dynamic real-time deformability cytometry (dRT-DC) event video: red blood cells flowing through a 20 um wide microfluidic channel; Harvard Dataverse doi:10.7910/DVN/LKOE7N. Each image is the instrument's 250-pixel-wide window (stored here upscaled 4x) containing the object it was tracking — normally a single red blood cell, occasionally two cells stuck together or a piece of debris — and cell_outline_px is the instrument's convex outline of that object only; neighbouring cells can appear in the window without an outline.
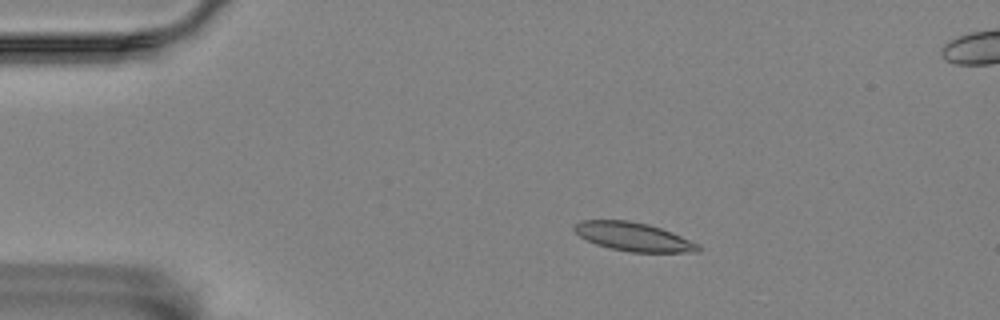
{"species": "Egyptian fruit bat (a non-hibernating species)", "species_latin": "Rousettus aegyptiacus", "temperature_condition": "room temperature", "stored_images_in_passage": 4, "camera_frame_rate_fps": 3000, "um_per_image_px": 0.085, "animal": {"sex": "female"}, "frame": {"image": 1, "passage_image": 1, "time_ms": 0.0, "image_size_px": [1000, 320], "cell_outline_px": [[700, 252], [628, 252], [608, 248], [596, 244], [580, 236], [572, 228], [580, 220], [628, 220], [648, 224], [672, 232], [700, 244]], "centroid_in_image_um": [53.86, 20.13], "position_along_channel_um": 31.1, "area_um2": 20.69}}
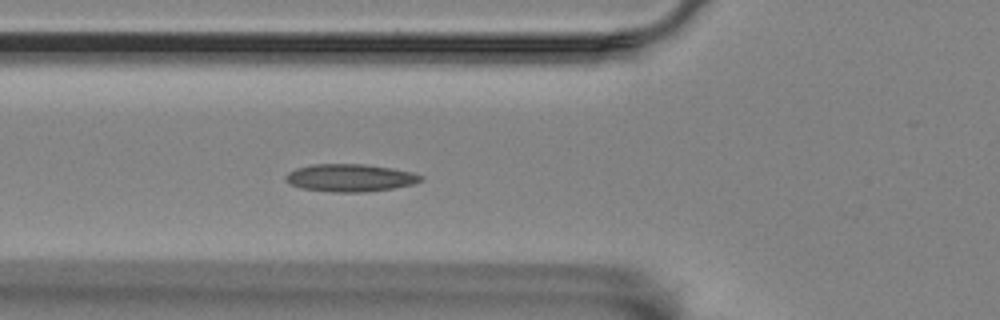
{"frame": {"image": 2, "passage_image": 4, "time_ms": 3.333, "image_size_px": [1000, 320], "cell_outline_px": [[424, 180], [412, 184], [392, 188], [368, 192], [332, 192], [300, 188], [284, 180], [284, 176], [288, 172], [296, 168], [312, 164], [364, 164], [392, 168], [412, 172], [424, 176]], "centroid_in_image_um": [29.75, 15.11], "position_along_channel_um": 96.0, "area_um2": 21.85}}